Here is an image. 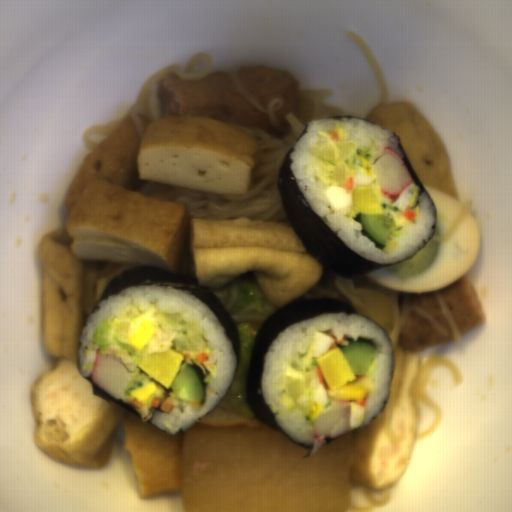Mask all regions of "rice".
Segmentation results:
<instances>
[{
  "mask_svg": "<svg viewBox=\"0 0 512 512\" xmlns=\"http://www.w3.org/2000/svg\"><path fill=\"white\" fill-rule=\"evenodd\" d=\"M150 306L179 312L198 327L212 346L208 360L216 367L215 377L206 386L205 401L184 402L169 393L164 402L171 404L169 412L160 408L148 420L169 435L183 434L200 418L217 407L226 395L236 373L234 346L213 311L189 291L168 286L133 285L118 294H112L96 304L79 335L78 371L81 377L91 376L99 348L94 333L105 320L121 317L122 310L135 307L141 312Z\"/></svg>",
  "mask_w": 512,
  "mask_h": 512,
  "instance_id": "rice-1",
  "label": "rice"
},
{
  "mask_svg": "<svg viewBox=\"0 0 512 512\" xmlns=\"http://www.w3.org/2000/svg\"><path fill=\"white\" fill-rule=\"evenodd\" d=\"M340 126L349 136L352 143L360 147L375 142L384 148L398 152L403 160L404 155L396 134L367 120L356 118H319L308 121L305 134L294 146L290 169L307 200L309 206L318 217L353 251L376 263L397 264L411 258L419 252L433 237L436 229L437 212L433 198L425 191L418 200L419 215L416 223L406 224L400 233L395 247L389 253L375 247L363 234V225L355 218L346 215L351 205L341 212L334 211L327 202L325 186L317 181L313 162V148L322 144L319 130H327Z\"/></svg>",
  "mask_w": 512,
  "mask_h": 512,
  "instance_id": "rice-2",
  "label": "rice"
},
{
  "mask_svg": "<svg viewBox=\"0 0 512 512\" xmlns=\"http://www.w3.org/2000/svg\"><path fill=\"white\" fill-rule=\"evenodd\" d=\"M333 334L337 340L360 337L375 340L377 354L366 376L373 380V392L367 394L365 416L359 428L369 425L384 408L392 388L394 348L385 328L370 317L346 312L319 315L289 325L271 342L264 358L262 395L281 428L295 441L314 445V425L304 413L288 411L282 397L283 375L299 347L315 331Z\"/></svg>",
  "mask_w": 512,
  "mask_h": 512,
  "instance_id": "rice-3",
  "label": "rice"
},
{
  "mask_svg": "<svg viewBox=\"0 0 512 512\" xmlns=\"http://www.w3.org/2000/svg\"><path fill=\"white\" fill-rule=\"evenodd\" d=\"M177 333L175 330L157 331L148 342V355L171 350Z\"/></svg>",
  "mask_w": 512,
  "mask_h": 512,
  "instance_id": "rice-4",
  "label": "rice"
}]
</instances>
